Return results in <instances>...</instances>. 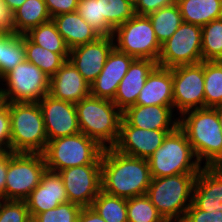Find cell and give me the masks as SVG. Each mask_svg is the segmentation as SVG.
I'll return each mask as SVG.
<instances>
[{"mask_svg":"<svg viewBox=\"0 0 222 222\" xmlns=\"http://www.w3.org/2000/svg\"><path fill=\"white\" fill-rule=\"evenodd\" d=\"M126 1L129 2L130 4H132L134 7L139 2V0H126Z\"/></svg>","mask_w":222,"mask_h":222,"instance_id":"681fc988","label":"cell"},{"mask_svg":"<svg viewBox=\"0 0 222 222\" xmlns=\"http://www.w3.org/2000/svg\"><path fill=\"white\" fill-rule=\"evenodd\" d=\"M205 108L222 105V61H204Z\"/></svg>","mask_w":222,"mask_h":222,"instance_id":"4dcf8cb0","label":"cell"},{"mask_svg":"<svg viewBox=\"0 0 222 222\" xmlns=\"http://www.w3.org/2000/svg\"><path fill=\"white\" fill-rule=\"evenodd\" d=\"M11 152L43 154L48 138L38 102H9Z\"/></svg>","mask_w":222,"mask_h":222,"instance_id":"5b68a950","label":"cell"},{"mask_svg":"<svg viewBox=\"0 0 222 222\" xmlns=\"http://www.w3.org/2000/svg\"><path fill=\"white\" fill-rule=\"evenodd\" d=\"M24 47L26 61L36 65L48 77H52L66 62V60L60 54L50 52L49 50L36 45L25 35Z\"/></svg>","mask_w":222,"mask_h":222,"instance_id":"f1b7e54d","label":"cell"},{"mask_svg":"<svg viewBox=\"0 0 222 222\" xmlns=\"http://www.w3.org/2000/svg\"><path fill=\"white\" fill-rule=\"evenodd\" d=\"M197 174L186 173L151 178L146 195L165 221L182 222L187 209L192 204Z\"/></svg>","mask_w":222,"mask_h":222,"instance_id":"277c9868","label":"cell"},{"mask_svg":"<svg viewBox=\"0 0 222 222\" xmlns=\"http://www.w3.org/2000/svg\"><path fill=\"white\" fill-rule=\"evenodd\" d=\"M183 22L204 26L222 17V0H176Z\"/></svg>","mask_w":222,"mask_h":222,"instance_id":"484cf974","label":"cell"},{"mask_svg":"<svg viewBox=\"0 0 222 222\" xmlns=\"http://www.w3.org/2000/svg\"><path fill=\"white\" fill-rule=\"evenodd\" d=\"M24 35L36 45L60 54L66 61L69 59L70 49L52 20L30 29Z\"/></svg>","mask_w":222,"mask_h":222,"instance_id":"4316f807","label":"cell"},{"mask_svg":"<svg viewBox=\"0 0 222 222\" xmlns=\"http://www.w3.org/2000/svg\"><path fill=\"white\" fill-rule=\"evenodd\" d=\"M48 94L55 99L76 104L90 95V84L83 78L74 65L67 60L50 77Z\"/></svg>","mask_w":222,"mask_h":222,"instance_id":"ffe728a7","label":"cell"},{"mask_svg":"<svg viewBox=\"0 0 222 222\" xmlns=\"http://www.w3.org/2000/svg\"><path fill=\"white\" fill-rule=\"evenodd\" d=\"M48 141L80 132L75 104L45 95L39 102Z\"/></svg>","mask_w":222,"mask_h":222,"instance_id":"9a60e30c","label":"cell"},{"mask_svg":"<svg viewBox=\"0 0 222 222\" xmlns=\"http://www.w3.org/2000/svg\"><path fill=\"white\" fill-rule=\"evenodd\" d=\"M182 222H222V211L207 212L198 209L192 203L187 209Z\"/></svg>","mask_w":222,"mask_h":222,"instance_id":"ab89813d","label":"cell"},{"mask_svg":"<svg viewBox=\"0 0 222 222\" xmlns=\"http://www.w3.org/2000/svg\"><path fill=\"white\" fill-rule=\"evenodd\" d=\"M176 0H139L135 6V13L138 15H149L160 8L175 4Z\"/></svg>","mask_w":222,"mask_h":222,"instance_id":"b9f144b4","label":"cell"},{"mask_svg":"<svg viewBox=\"0 0 222 222\" xmlns=\"http://www.w3.org/2000/svg\"><path fill=\"white\" fill-rule=\"evenodd\" d=\"M214 109L217 112V116H218L219 123H220V129L222 131V105L214 107Z\"/></svg>","mask_w":222,"mask_h":222,"instance_id":"c3c4849f","label":"cell"},{"mask_svg":"<svg viewBox=\"0 0 222 222\" xmlns=\"http://www.w3.org/2000/svg\"><path fill=\"white\" fill-rule=\"evenodd\" d=\"M179 119V127L185 132L196 160H206L204 166H222V131L214 108H198L185 111ZM186 115H188L186 117Z\"/></svg>","mask_w":222,"mask_h":222,"instance_id":"7a4b0ae2","label":"cell"},{"mask_svg":"<svg viewBox=\"0 0 222 222\" xmlns=\"http://www.w3.org/2000/svg\"><path fill=\"white\" fill-rule=\"evenodd\" d=\"M51 18L77 10L79 0H44Z\"/></svg>","mask_w":222,"mask_h":222,"instance_id":"60d3db41","label":"cell"},{"mask_svg":"<svg viewBox=\"0 0 222 222\" xmlns=\"http://www.w3.org/2000/svg\"><path fill=\"white\" fill-rule=\"evenodd\" d=\"M47 170L43 154L14 153L8 160L5 200L25 201Z\"/></svg>","mask_w":222,"mask_h":222,"instance_id":"ba28073f","label":"cell"},{"mask_svg":"<svg viewBox=\"0 0 222 222\" xmlns=\"http://www.w3.org/2000/svg\"><path fill=\"white\" fill-rule=\"evenodd\" d=\"M3 3L8 8L9 12L12 14L16 9H18L26 0H2Z\"/></svg>","mask_w":222,"mask_h":222,"instance_id":"7dc6e473","label":"cell"},{"mask_svg":"<svg viewBox=\"0 0 222 222\" xmlns=\"http://www.w3.org/2000/svg\"><path fill=\"white\" fill-rule=\"evenodd\" d=\"M69 49L96 41L100 35L76 11L52 18Z\"/></svg>","mask_w":222,"mask_h":222,"instance_id":"cb8c5ba5","label":"cell"},{"mask_svg":"<svg viewBox=\"0 0 222 222\" xmlns=\"http://www.w3.org/2000/svg\"><path fill=\"white\" fill-rule=\"evenodd\" d=\"M25 60L24 35L13 33L4 42L3 77Z\"/></svg>","mask_w":222,"mask_h":222,"instance_id":"d590c367","label":"cell"},{"mask_svg":"<svg viewBox=\"0 0 222 222\" xmlns=\"http://www.w3.org/2000/svg\"><path fill=\"white\" fill-rule=\"evenodd\" d=\"M91 207L105 222H128L127 199L100 191Z\"/></svg>","mask_w":222,"mask_h":222,"instance_id":"f546056e","label":"cell"},{"mask_svg":"<svg viewBox=\"0 0 222 222\" xmlns=\"http://www.w3.org/2000/svg\"><path fill=\"white\" fill-rule=\"evenodd\" d=\"M113 36H100L96 41L70 50L69 61L91 85L101 73L107 56L114 48Z\"/></svg>","mask_w":222,"mask_h":222,"instance_id":"2e32d148","label":"cell"},{"mask_svg":"<svg viewBox=\"0 0 222 222\" xmlns=\"http://www.w3.org/2000/svg\"><path fill=\"white\" fill-rule=\"evenodd\" d=\"M11 158L10 152H0V199L5 200L6 176L8 172V160Z\"/></svg>","mask_w":222,"mask_h":222,"instance_id":"7bdbcfd3","label":"cell"},{"mask_svg":"<svg viewBox=\"0 0 222 222\" xmlns=\"http://www.w3.org/2000/svg\"><path fill=\"white\" fill-rule=\"evenodd\" d=\"M2 79L8 87L0 88V100L4 102H39L49 92L50 77L26 60Z\"/></svg>","mask_w":222,"mask_h":222,"instance_id":"30bf717a","label":"cell"},{"mask_svg":"<svg viewBox=\"0 0 222 222\" xmlns=\"http://www.w3.org/2000/svg\"><path fill=\"white\" fill-rule=\"evenodd\" d=\"M116 34V35H115ZM114 47L135 59L158 61L161 45L157 41L151 21L147 15L136 14L114 30ZM117 44V45H116Z\"/></svg>","mask_w":222,"mask_h":222,"instance_id":"9c48e42d","label":"cell"},{"mask_svg":"<svg viewBox=\"0 0 222 222\" xmlns=\"http://www.w3.org/2000/svg\"><path fill=\"white\" fill-rule=\"evenodd\" d=\"M31 217L68 202L66 188L59 173L46 170L41 183L25 200Z\"/></svg>","mask_w":222,"mask_h":222,"instance_id":"d6986e66","label":"cell"},{"mask_svg":"<svg viewBox=\"0 0 222 222\" xmlns=\"http://www.w3.org/2000/svg\"><path fill=\"white\" fill-rule=\"evenodd\" d=\"M0 29H11V13L2 0H0Z\"/></svg>","mask_w":222,"mask_h":222,"instance_id":"f6af8a7d","label":"cell"},{"mask_svg":"<svg viewBox=\"0 0 222 222\" xmlns=\"http://www.w3.org/2000/svg\"><path fill=\"white\" fill-rule=\"evenodd\" d=\"M185 132L178 126L167 134L163 143L148 160L151 178L199 173L202 168Z\"/></svg>","mask_w":222,"mask_h":222,"instance_id":"52a82bcc","label":"cell"},{"mask_svg":"<svg viewBox=\"0 0 222 222\" xmlns=\"http://www.w3.org/2000/svg\"><path fill=\"white\" fill-rule=\"evenodd\" d=\"M157 65V62L150 59H135L126 75L118 85L113 102L124 112L128 107L135 105L141 89L149 73Z\"/></svg>","mask_w":222,"mask_h":222,"instance_id":"44dd1931","label":"cell"},{"mask_svg":"<svg viewBox=\"0 0 222 222\" xmlns=\"http://www.w3.org/2000/svg\"><path fill=\"white\" fill-rule=\"evenodd\" d=\"M171 69L173 107H177L181 114L191 109L205 108L204 61Z\"/></svg>","mask_w":222,"mask_h":222,"instance_id":"7c38bea8","label":"cell"},{"mask_svg":"<svg viewBox=\"0 0 222 222\" xmlns=\"http://www.w3.org/2000/svg\"><path fill=\"white\" fill-rule=\"evenodd\" d=\"M127 220L128 222L165 221L146 194L127 199Z\"/></svg>","mask_w":222,"mask_h":222,"instance_id":"d6a6232c","label":"cell"},{"mask_svg":"<svg viewBox=\"0 0 222 222\" xmlns=\"http://www.w3.org/2000/svg\"><path fill=\"white\" fill-rule=\"evenodd\" d=\"M100 9L113 30L136 15L135 7L126 0H100Z\"/></svg>","mask_w":222,"mask_h":222,"instance_id":"836d02e7","label":"cell"},{"mask_svg":"<svg viewBox=\"0 0 222 222\" xmlns=\"http://www.w3.org/2000/svg\"><path fill=\"white\" fill-rule=\"evenodd\" d=\"M192 203L207 212L222 211V166L200 169L194 183Z\"/></svg>","mask_w":222,"mask_h":222,"instance_id":"ac0fdd59","label":"cell"},{"mask_svg":"<svg viewBox=\"0 0 222 222\" xmlns=\"http://www.w3.org/2000/svg\"><path fill=\"white\" fill-rule=\"evenodd\" d=\"M202 28V61H222V17Z\"/></svg>","mask_w":222,"mask_h":222,"instance_id":"1f68e13d","label":"cell"},{"mask_svg":"<svg viewBox=\"0 0 222 222\" xmlns=\"http://www.w3.org/2000/svg\"><path fill=\"white\" fill-rule=\"evenodd\" d=\"M174 107L159 105H132L122 112V117L131 125L147 130H175L179 119H171ZM172 122V123H171Z\"/></svg>","mask_w":222,"mask_h":222,"instance_id":"7402d4cb","label":"cell"},{"mask_svg":"<svg viewBox=\"0 0 222 222\" xmlns=\"http://www.w3.org/2000/svg\"><path fill=\"white\" fill-rule=\"evenodd\" d=\"M136 104L173 107L172 69L156 65L147 76Z\"/></svg>","mask_w":222,"mask_h":222,"instance_id":"603a6c76","label":"cell"},{"mask_svg":"<svg viewBox=\"0 0 222 222\" xmlns=\"http://www.w3.org/2000/svg\"><path fill=\"white\" fill-rule=\"evenodd\" d=\"M78 222H105V220L92 207H83Z\"/></svg>","mask_w":222,"mask_h":222,"instance_id":"ee69618b","label":"cell"},{"mask_svg":"<svg viewBox=\"0 0 222 222\" xmlns=\"http://www.w3.org/2000/svg\"><path fill=\"white\" fill-rule=\"evenodd\" d=\"M52 20L44 0H26L11 14V30L24 35L30 29Z\"/></svg>","mask_w":222,"mask_h":222,"instance_id":"d4e9b609","label":"cell"},{"mask_svg":"<svg viewBox=\"0 0 222 222\" xmlns=\"http://www.w3.org/2000/svg\"><path fill=\"white\" fill-rule=\"evenodd\" d=\"M11 151V116L9 102L0 100V152Z\"/></svg>","mask_w":222,"mask_h":222,"instance_id":"f35d334b","label":"cell"},{"mask_svg":"<svg viewBox=\"0 0 222 222\" xmlns=\"http://www.w3.org/2000/svg\"><path fill=\"white\" fill-rule=\"evenodd\" d=\"M30 217L26 201L0 199V222H26Z\"/></svg>","mask_w":222,"mask_h":222,"instance_id":"74e56055","label":"cell"},{"mask_svg":"<svg viewBox=\"0 0 222 222\" xmlns=\"http://www.w3.org/2000/svg\"><path fill=\"white\" fill-rule=\"evenodd\" d=\"M202 28L183 22L161 45L157 65L173 68L202 62Z\"/></svg>","mask_w":222,"mask_h":222,"instance_id":"8fae6325","label":"cell"},{"mask_svg":"<svg viewBox=\"0 0 222 222\" xmlns=\"http://www.w3.org/2000/svg\"><path fill=\"white\" fill-rule=\"evenodd\" d=\"M148 17L160 45L166 42L183 23L182 15L176 3L160 8L150 13Z\"/></svg>","mask_w":222,"mask_h":222,"instance_id":"83f0119b","label":"cell"},{"mask_svg":"<svg viewBox=\"0 0 222 222\" xmlns=\"http://www.w3.org/2000/svg\"><path fill=\"white\" fill-rule=\"evenodd\" d=\"M26 222H37L33 217H30Z\"/></svg>","mask_w":222,"mask_h":222,"instance_id":"f907efd6","label":"cell"},{"mask_svg":"<svg viewBox=\"0 0 222 222\" xmlns=\"http://www.w3.org/2000/svg\"><path fill=\"white\" fill-rule=\"evenodd\" d=\"M174 130H147L131 126L123 117L119 137L113 146L118 152L142 159L150 156L160 147L168 133Z\"/></svg>","mask_w":222,"mask_h":222,"instance_id":"5bb4252c","label":"cell"},{"mask_svg":"<svg viewBox=\"0 0 222 222\" xmlns=\"http://www.w3.org/2000/svg\"><path fill=\"white\" fill-rule=\"evenodd\" d=\"M134 60V57L122 53L114 47L107 56L101 73L90 85V95L113 101L119 83Z\"/></svg>","mask_w":222,"mask_h":222,"instance_id":"e0dca14e","label":"cell"},{"mask_svg":"<svg viewBox=\"0 0 222 222\" xmlns=\"http://www.w3.org/2000/svg\"><path fill=\"white\" fill-rule=\"evenodd\" d=\"M75 108L80 132L96 140L103 148L117 143L122 111L112 100L89 95L76 103Z\"/></svg>","mask_w":222,"mask_h":222,"instance_id":"3957f363","label":"cell"},{"mask_svg":"<svg viewBox=\"0 0 222 222\" xmlns=\"http://www.w3.org/2000/svg\"><path fill=\"white\" fill-rule=\"evenodd\" d=\"M58 173L66 188L68 201L82 208L91 207L102 190L101 164L69 167Z\"/></svg>","mask_w":222,"mask_h":222,"instance_id":"4fadbf2b","label":"cell"},{"mask_svg":"<svg viewBox=\"0 0 222 222\" xmlns=\"http://www.w3.org/2000/svg\"><path fill=\"white\" fill-rule=\"evenodd\" d=\"M10 30L0 29V79L3 78V55H4V42L13 34Z\"/></svg>","mask_w":222,"mask_h":222,"instance_id":"bcb514c9","label":"cell"},{"mask_svg":"<svg viewBox=\"0 0 222 222\" xmlns=\"http://www.w3.org/2000/svg\"><path fill=\"white\" fill-rule=\"evenodd\" d=\"M81 209V206L68 201L51 210L37 214L34 219L37 222H78Z\"/></svg>","mask_w":222,"mask_h":222,"instance_id":"8d00e7d4","label":"cell"},{"mask_svg":"<svg viewBox=\"0 0 222 222\" xmlns=\"http://www.w3.org/2000/svg\"><path fill=\"white\" fill-rule=\"evenodd\" d=\"M104 148L94 139L79 132L48 141L43 153L47 170L63 169L88 164H101Z\"/></svg>","mask_w":222,"mask_h":222,"instance_id":"8992f818","label":"cell"},{"mask_svg":"<svg viewBox=\"0 0 222 222\" xmlns=\"http://www.w3.org/2000/svg\"><path fill=\"white\" fill-rule=\"evenodd\" d=\"M151 182L147 159L104 148L101 160L102 191L125 199L145 195Z\"/></svg>","mask_w":222,"mask_h":222,"instance_id":"6da1fadb","label":"cell"},{"mask_svg":"<svg viewBox=\"0 0 222 222\" xmlns=\"http://www.w3.org/2000/svg\"><path fill=\"white\" fill-rule=\"evenodd\" d=\"M76 12L89 24L100 36H113L114 30L101 17L100 0H79Z\"/></svg>","mask_w":222,"mask_h":222,"instance_id":"e575fe53","label":"cell"}]
</instances>
